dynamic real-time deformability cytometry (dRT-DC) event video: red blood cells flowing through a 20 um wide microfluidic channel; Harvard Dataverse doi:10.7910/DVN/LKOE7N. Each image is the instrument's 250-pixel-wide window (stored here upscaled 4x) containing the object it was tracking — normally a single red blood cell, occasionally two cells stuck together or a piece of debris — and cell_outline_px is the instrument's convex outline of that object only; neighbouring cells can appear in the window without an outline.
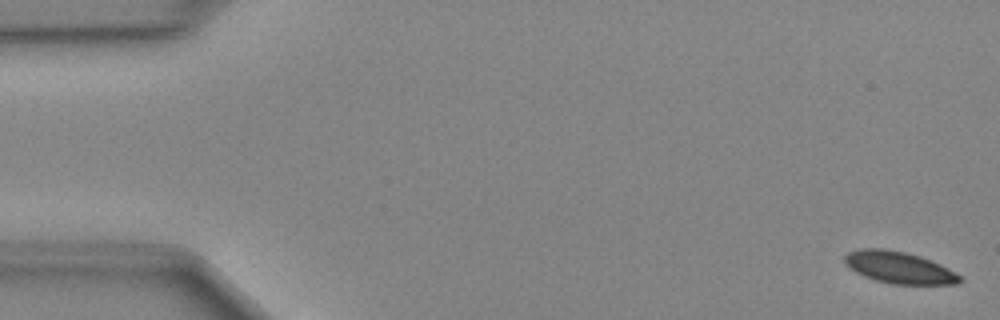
{"species": "Egyptian fruit bat (a non-hibernating species)", "species_latin": "Rousettus aegyptiacus", "temperature_condition": "cold", "stored_images_in_passage": 49, "camera_frame_rate_fps": 3000, "um_per_image_px": 0.085, "animal": {"sex": "female"}, "frame": {"image": 1, "passage_image": 1, "time_ms": 0.0, "image_size_px": [1000, 320], "cell_outline_px": [[964, 280], [960, 284], [892, 284], [876, 280], [864, 276], [856, 272], [844, 264], [844, 256], [848, 252], [860, 248], [884, 248], [904, 252], [920, 256], [940, 264], [948, 268], [960, 276]], "centroid_in_image_um": [76.41, 22.74], "position_along_channel_um": 8.6, "area_um2": 21.39}}
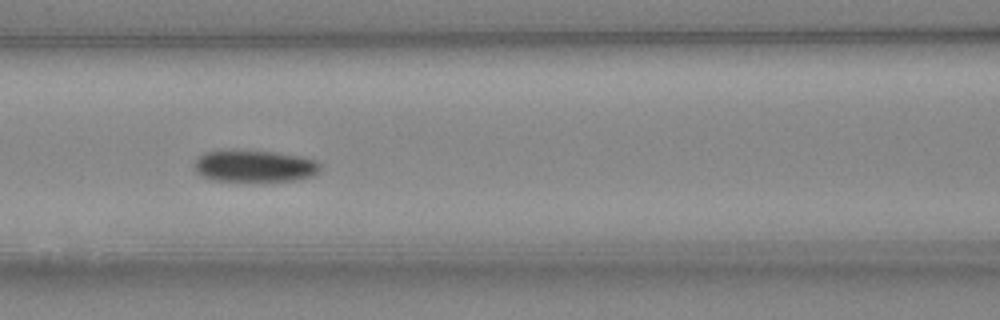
{"frame": {"image": 2, "passage_image": 21, "time_ms": 6.667, "image_size_px": [1000, 320], "cell_outline_px": [[320, 172], [312, 176], [296, 180], [212, 180], [200, 176], [196, 172], [196, 160], [200, 156], [208, 152], [236, 148], [272, 152], [300, 156], [316, 160], [320, 164]], "centroid_in_image_um": [21.64, 14.09], "position_along_channel_um": 145.0, "area_um2": 23.41}}
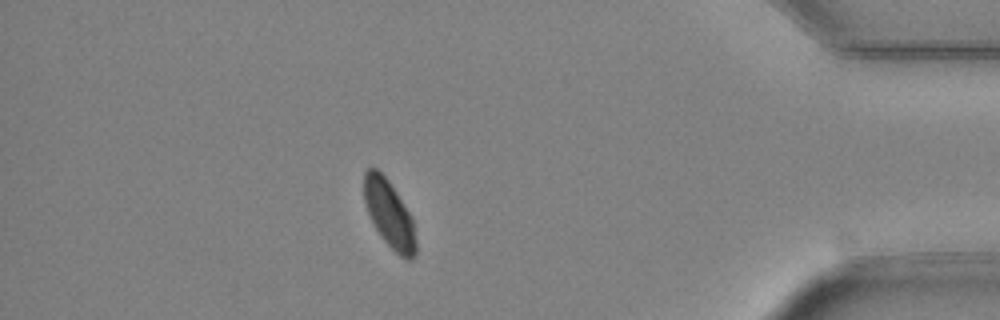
{"frame": {"image": 3, "passage_image": 43, "time_ms": 14.0, "image_size_px": [1000, 320], "cell_outline_px": [[416, 252], [412, 260], [408, 260], [400, 256], [384, 240], [376, 228], [368, 212], [364, 200], [364, 172], [368, 168], [376, 168], [388, 180], [396, 192], [408, 212], [412, 220], [416, 240]], "centroid_in_image_um": [33.08, 18.19], "position_along_channel_um": 402.1, "area_um2": 19.83}}